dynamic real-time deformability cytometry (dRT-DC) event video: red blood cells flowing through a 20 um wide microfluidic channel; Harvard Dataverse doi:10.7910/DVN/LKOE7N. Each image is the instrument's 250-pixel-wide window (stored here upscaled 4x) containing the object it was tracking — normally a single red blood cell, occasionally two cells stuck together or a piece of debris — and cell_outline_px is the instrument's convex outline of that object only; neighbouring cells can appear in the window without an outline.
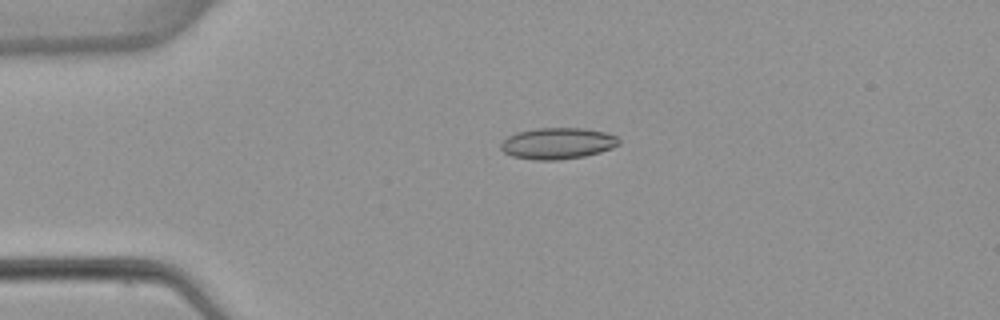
{"species": "common noctule bat (a hibernating species)", "species_latin": "Nyctalus noctula", "temperature_condition": "warm", "stored_images_in_passage": 5, "camera_frame_rate_fps": 3000, "um_per_image_px": 0.085, "animal": {"sex": "female", "body_mass_g": 22.7, "forearm_length_mm": 54.2}, "frame": {"image": 1, "passage_image": 4, "time_ms": 3.667, "image_size_px": [1000, 320], "cell_outline_px": [[620, 144], [612, 148], [600, 152], [584, 156], [556, 160], [536, 160], [512, 156], [504, 152], [500, 148], [500, 144], [508, 136], [516, 132], [536, 128], [584, 128], [604, 132], [616, 136], [620, 140]], "centroid_in_image_um": [47.39, 12.18], "position_along_channel_um": 37.6, "area_um2": 21.56}}